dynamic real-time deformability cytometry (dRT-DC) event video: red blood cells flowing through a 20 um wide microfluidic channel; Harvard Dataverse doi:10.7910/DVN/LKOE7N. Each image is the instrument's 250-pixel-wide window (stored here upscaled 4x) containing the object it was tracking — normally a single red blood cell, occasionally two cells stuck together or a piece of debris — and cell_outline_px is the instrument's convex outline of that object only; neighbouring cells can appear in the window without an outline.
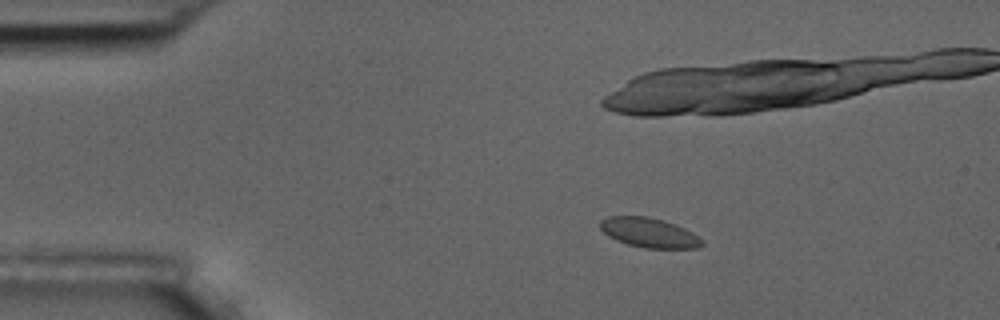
{"species": "common noctule bat (a hibernating species)", "species_latin": "Nyctalus noctula", "temperature_condition": "room temperature", "stored_images_in_passage": 7, "camera_frame_rate_fps": 3000, "um_per_image_px": 0.085, "animal": {"sex": "male", "body_mass_g": 17.5, "forearm_length_mm": 52.3}, "frame": {"image": 1, "passage_image": 3, "time_ms": 2.333, "image_size_px": [1000, 320], "cell_outline_px": [[704, 244], [696, 248], [644, 248], [628, 244], [616, 240], [608, 236], [600, 228], [600, 220], [608, 216], [648, 216], [664, 220], [676, 224], [692, 232], [704, 240]], "centroid_in_image_um": [55.18, 19.77], "position_along_channel_um": 29.8, "area_um2": 17.69}}